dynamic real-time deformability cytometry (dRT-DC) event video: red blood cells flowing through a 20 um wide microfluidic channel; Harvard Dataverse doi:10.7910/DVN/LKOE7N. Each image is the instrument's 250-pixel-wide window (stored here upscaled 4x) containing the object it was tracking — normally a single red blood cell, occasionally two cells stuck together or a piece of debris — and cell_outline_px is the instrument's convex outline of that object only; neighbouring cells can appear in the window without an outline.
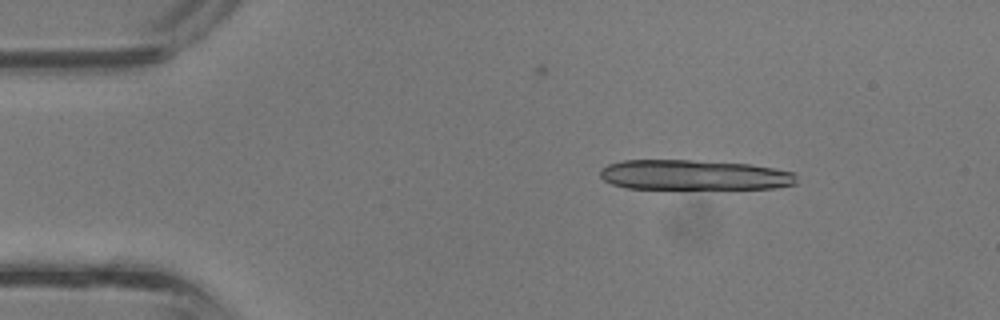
{"species": "common noctule bat (a hibernating species)", "species_latin": "Nyctalus noctula", "temperature_condition": "room temperature", "stored_images_in_passage": 37, "camera_frame_rate_fps": 3000, "um_per_image_px": 0.085, "animal": {"sex": "male", "body_mass_g": 13.3}, "frame": {"image": 1, "passage_image": 5, "time_ms": 1.333, "image_size_px": [1000, 320], "cell_outline_px": [[796, 184], [776, 188], [624, 188], [612, 184], [604, 180], [600, 176], [600, 168], [608, 164], [624, 160], [692, 160], [748, 164], [772, 168], [792, 172], [796, 176]], "centroid_in_image_um": [58.95, 14.87], "position_along_channel_um": 26.0, "area_um2": 34.28}}
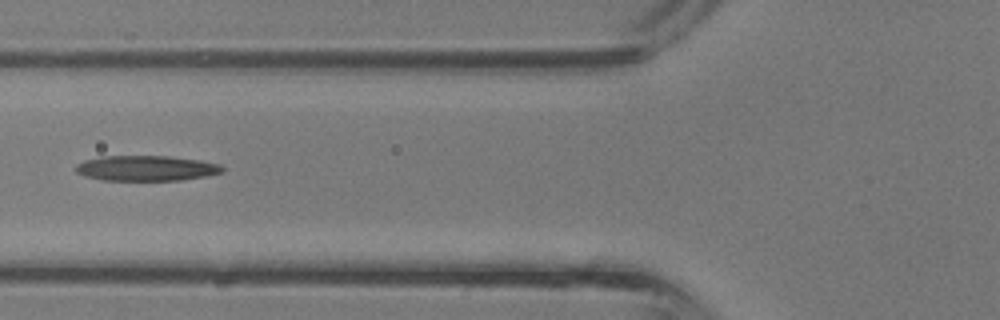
{"frame": {"image": 2, "passage_image": 14, "time_ms": 4.333, "image_size_px": [1000, 320], "cell_outline_px": [[224, 172], [208, 176], [180, 180], [104, 180], [84, 176], [76, 172], [76, 164], [84, 160], [100, 156], [168, 156], [200, 160], [220, 164], [224, 168]], "centroid_in_image_um": [12.44, 14.29], "position_along_channel_um": 113.4, "area_um2": 21.73}}
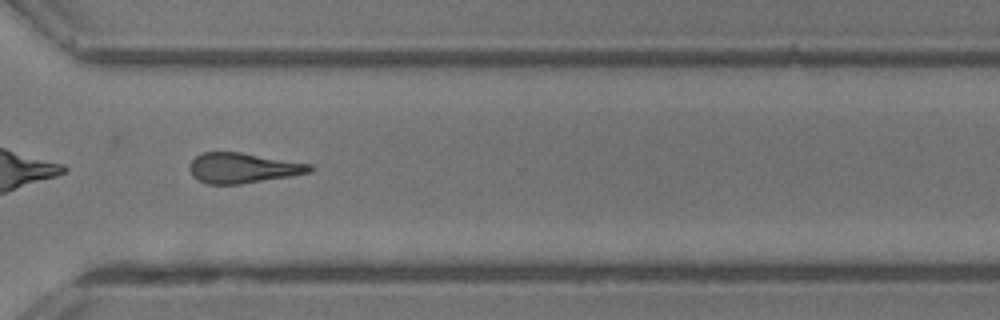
{"frame": {"image": 3, "passage_image": 27, "time_ms": 8.667, "image_size_px": [1000, 320], "cell_outline_px": [[316, 168], [312, 172], [292, 176], [240, 184], [208, 184], [192, 176], [188, 168], [192, 160], [196, 156], [204, 152], [240, 152], [312, 164]], "centroid_in_image_um": [20.68, 14.28], "position_along_channel_um": 349.9, "area_um2": 21.27}}